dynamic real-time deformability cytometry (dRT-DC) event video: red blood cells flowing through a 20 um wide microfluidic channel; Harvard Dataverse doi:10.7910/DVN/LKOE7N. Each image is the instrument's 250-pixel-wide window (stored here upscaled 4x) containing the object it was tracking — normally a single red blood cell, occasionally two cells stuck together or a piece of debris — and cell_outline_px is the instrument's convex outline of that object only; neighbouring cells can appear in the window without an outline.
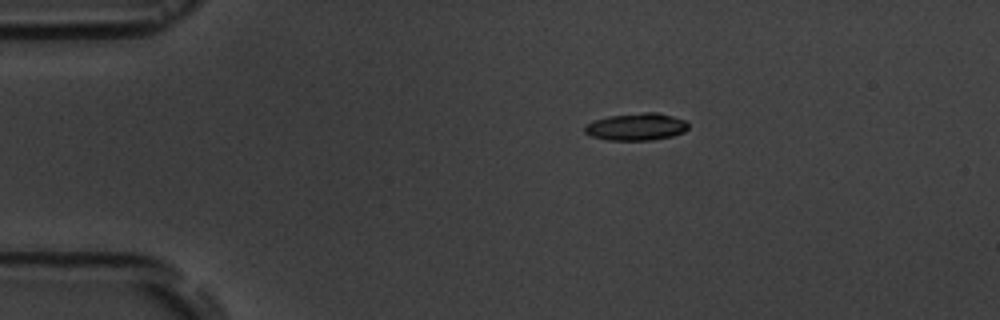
{"species": "common noctule bat (a hibernating species)", "species_latin": "Nyctalus noctula", "temperature_condition": "room temperature", "stored_images_in_passage": 14, "camera_frame_rate_fps": 3000, "um_per_image_px": 0.085, "animal": {"sex": "male", "body_mass_g": 19.5, "forearm_length_mm": 54.6}, "frame": {"image": 1, "passage_image": 1, "time_ms": 0.0, "image_size_px": [1000, 320], "cell_outline_px": [[688, 128], [684, 132], [672, 136], [652, 140], [608, 140], [592, 136], [584, 132], [584, 128], [588, 124], [596, 120], [608, 116], [644, 112], [656, 112], [672, 116], [684, 120], [688, 124]], "centroid_in_image_um": [54.11, 10.78], "position_along_channel_um": 30.9, "area_um2": 16.3}}
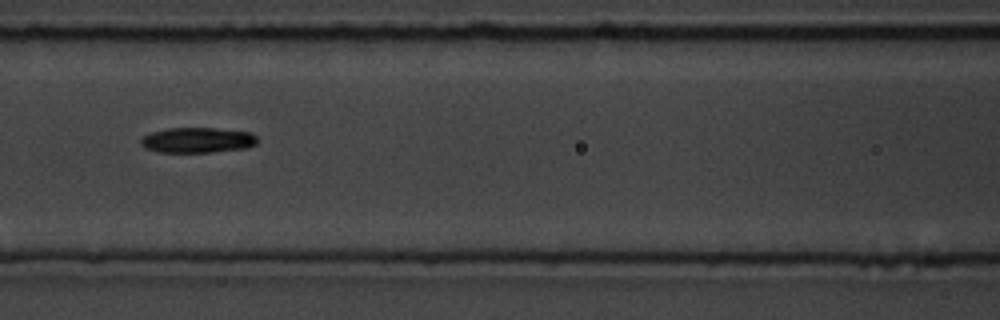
{"frame": {"image": 2, "passage_image": 5, "time_ms": 4.667, "image_size_px": [1000, 320], "cell_outline_px": [[260, 140], [256, 144], [244, 148], [208, 152], [160, 152], [144, 148], [140, 144], [140, 140], [144, 136], [152, 132], [168, 128], [216, 128], [252, 132]], "centroid_in_image_um": [16.8, 11.9], "position_along_channel_um": 149.8, "area_um2": 17.22}}
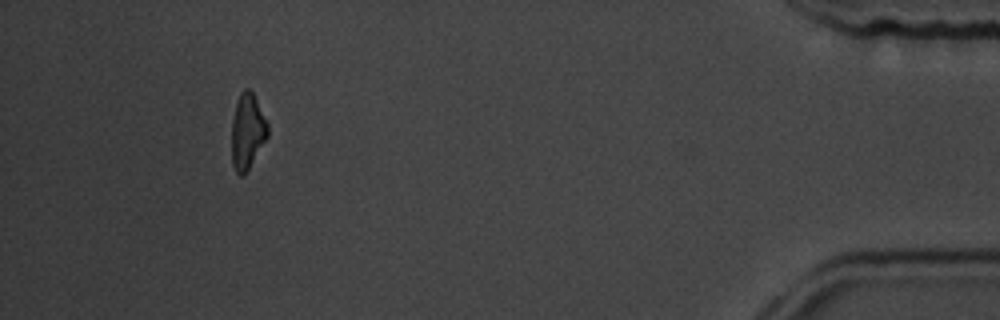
{"frame": {"image": 3, "passage_image": 13, "time_ms": 13.667, "image_size_px": [1000, 320], "cell_outline_px": [[268, 136], [244, 176], [240, 176], [236, 172], [232, 164], [232, 120], [236, 104], [240, 92], [244, 88], [248, 88], [252, 92], [268, 124]], "centroid_in_image_um": [21.02, 11.19], "position_along_channel_um": 414.2, "area_um2": 15.72}, "authors_computed_cell_mechanics": {"area_um2": 17.2533, "velocity_mm_per_s": 3.6656, "shape_relaxation_time_tau1_ms": 5.8569, "shape_relaxation_time_tau2_ms": 9.7816, "deformation_change_tau1": 0.1269, "deformation_change_tau2": 0.2017}}